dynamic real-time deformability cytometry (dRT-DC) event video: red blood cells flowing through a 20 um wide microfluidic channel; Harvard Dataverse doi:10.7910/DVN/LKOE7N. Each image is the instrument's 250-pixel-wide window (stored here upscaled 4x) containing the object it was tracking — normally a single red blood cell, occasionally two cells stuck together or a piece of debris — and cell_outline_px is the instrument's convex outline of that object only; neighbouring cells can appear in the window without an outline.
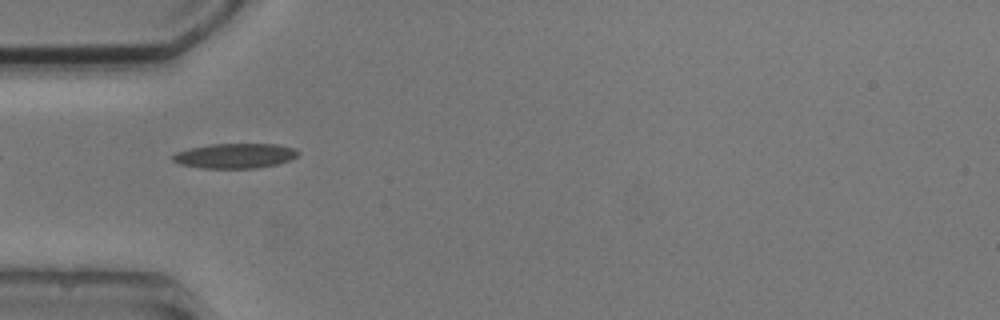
{"species": "common noctule bat (a hibernating species)", "species_latin": "Nyctalus noctula", "temperature_condition": "cold", "stored_images_in_passage": 5, "camera_frame_rate_fps": 3000, "um_per_image_px": 0.085, "animal": {"sex": "male", "body_mass_g": 20.5, "forearm_length_mm": 52.5}, "frame": {"image": 1, "passage_image": 5, "time_ms": 4.667, "image_size_px": [1000, 320], "cell_outline_px": [[300, 152], [292, 160], [276, 164], [256, 168], [200, 168], [180, 164], [172, 160], [172, 156], [176, 152], [208, 144], [276, 144], [296, 148]], "centroid_in_image_um": [20.0, 13.24], "position_along_channel_um": 65.0, "area_um2": 18.21}}